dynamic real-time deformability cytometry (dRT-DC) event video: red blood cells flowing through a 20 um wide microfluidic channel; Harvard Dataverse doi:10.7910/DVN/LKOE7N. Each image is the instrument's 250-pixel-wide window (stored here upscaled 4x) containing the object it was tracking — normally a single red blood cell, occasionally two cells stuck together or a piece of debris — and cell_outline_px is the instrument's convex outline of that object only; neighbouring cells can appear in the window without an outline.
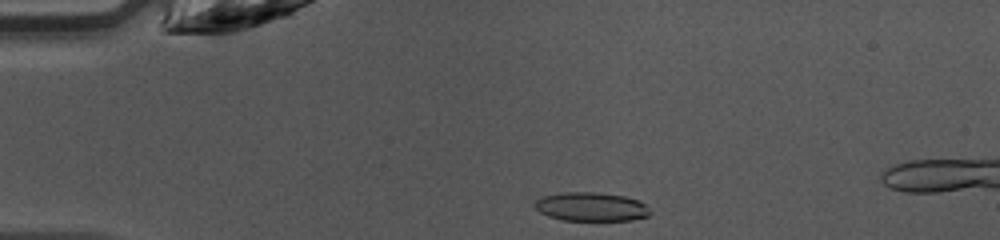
{"species": "common noctule bat (a hibernating species)", "species_latin": "Nyctalus noctula", "temperature_condition": "warm", "stored_images_in_passage": 40, "camera_frame_rate_fps": 3000, "um_per_image_px": 0.085, "animal": {"sex": "female", "body_mass_g": 10.0, "forearm_length_mm": 53.1}, "frame": {"image": 1, "passage_image": 4, "time_ms": 1.0, "image_size_px": [1000, 240], "cell_outline_px": [[652, 212], [648, 216], [632, 220], [560, 220], [548, 216], [540, 212], [532, 204], [536, 200], [544, 196], [564, 192], [596, 192], [624, 196], [636, 200], [644, 204]], "centroid_in_image_um": [50.23, 17.58], "position_along_channel_um": 34.8, "area_um2": 19.31}}
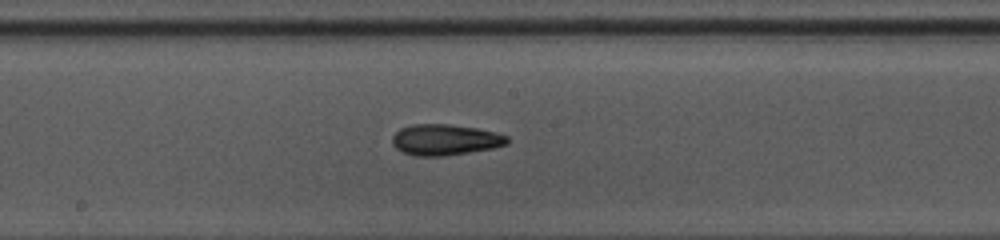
{"frame": {"image": 2, "passage_image": 19, "time_ms": 6.0, "image_size_px": [1000, 240], "cell_outline_px": [[508, 144], [492, 148], [444, 156], [416, 156], [404, 152], [396, 148], [392, 144], [392, 136], [400, 128], [412, 124], [448, 124], [476, 128], [496, 132], [508, 136]], "centroid_in_image_um": [37.82, 11.87], "position_along_channel_um": 210.4, "area_um2": 20.69}}
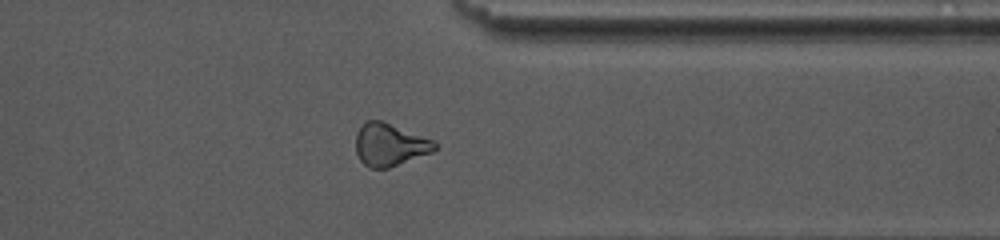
{"frame": {"image": 3, "passage_image": 31, "time_ms": 10.0, "image_size_px": [1000, 240], "cell_outline_px": [[436, 148], [432, 152], [388, 168], [368, 168], [360, 160], [356, 152], [356, 132], [368, 120], [380, 120], [436, 140]], "centroid_in_image_um": [33.13, 12.3], "position_along_channel_um": 378.3, "area_um2": 19.54}}